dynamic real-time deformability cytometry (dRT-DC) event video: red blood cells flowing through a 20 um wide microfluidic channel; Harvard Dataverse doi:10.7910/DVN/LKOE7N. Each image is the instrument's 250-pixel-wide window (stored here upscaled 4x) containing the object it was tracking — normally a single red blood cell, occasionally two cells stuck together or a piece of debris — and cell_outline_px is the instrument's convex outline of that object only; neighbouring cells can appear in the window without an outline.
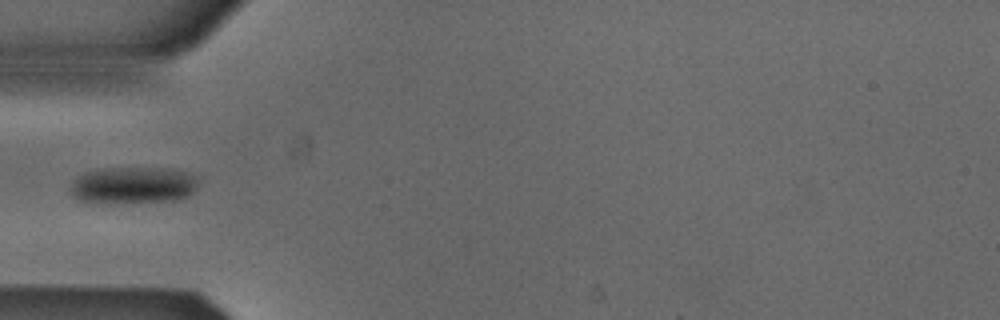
{"species": "Egyptian fruit bat (a non-hibernating species)", "species_latin": "Rousettus aegyptiacus", "temperature_condition": "cold", "stored_images_in_passage": 3, "camera_frame_rate_fps": 3000, "um_per_image_px": 0.085, "animal": {"sex": "male"}, "frame": {"image": 1, "passage_image": 2, "time_ms": 0.333, "image_size_px": [1000, 320], "cell_outline_px": [[200, 176], [196, 188], [188, 196], [180, 200], [112, 204], [100, 204], [80, 200], [72, 196], [72, 180], [84, 172], [100, 168], [172, 168]], "centroid_in_image_um": [11.34, 15.76], "position_along_channel_um": 73.7, "area_um2": 28.26}}
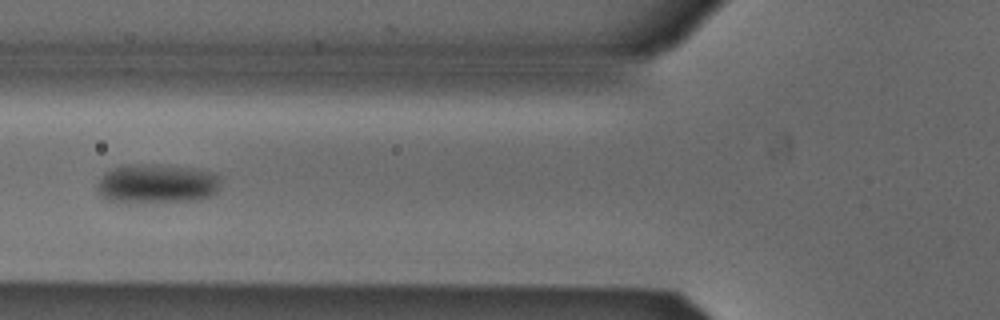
{"frame": {"image": 2, "passage_image": 3, "time_ms": 0.667, "image_size_px": [1000, 320], "cell_outline_px": [[220, 184], [216, 192], [212, 196], [200, 200], [108, 200], [100, 196], [96, 188], [96, 184], [104, 172], [112, 168], [124, 164], [160, 164], [192, 168], [208, 172], [220, 176]], "centroid_in_image_um": [13.32, 15.57], "position_along_channel_um": 112.5, "area_um2": 27.86}}